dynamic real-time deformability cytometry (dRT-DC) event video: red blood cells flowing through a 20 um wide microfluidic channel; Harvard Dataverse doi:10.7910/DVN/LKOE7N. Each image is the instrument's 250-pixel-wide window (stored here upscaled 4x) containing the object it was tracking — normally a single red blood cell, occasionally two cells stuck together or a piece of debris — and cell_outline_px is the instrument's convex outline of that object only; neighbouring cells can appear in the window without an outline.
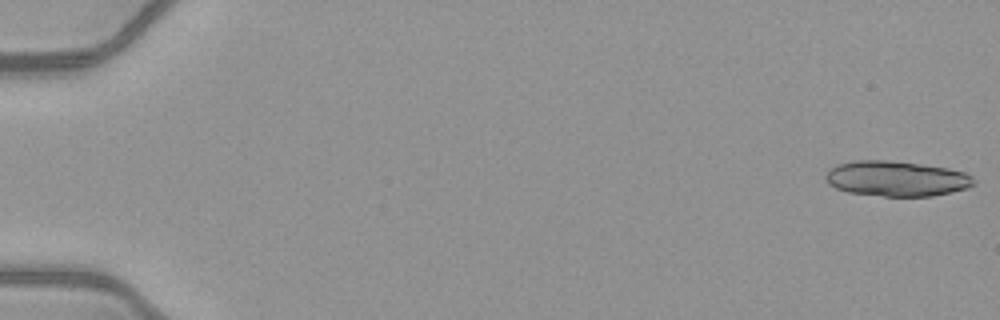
{"species": "common noctule bat (a hibernating species)", "species_latin": "Nyctalus noctula", "temperature_condition": "warm", "stored_images_in_passage": 20, "camera_frame_rate_fps": 3000, "um_per_image_px": 0.085, "animal": {"sex": "female", "body_mass_g": 21.9}, "frame": {"image": 1, "passage_image": 1, "time_ms": 0.0, "image_size_px": [1000, 320], "cell_outline_px": [[976, 184], [968, 188], [952, 192], [932, 196], [884, 196], [848, 192], [836, 188], [828, 184], [824, 176], [836, 164], [856, 160], [888, 160], [920, 164], [948, 168], [964, 172], [972, 176], [976, 180]], "centroid_in_image_um": [76.22, 15.18], "position_along_channel_um": 8.8, "area_um2": 30.58}}